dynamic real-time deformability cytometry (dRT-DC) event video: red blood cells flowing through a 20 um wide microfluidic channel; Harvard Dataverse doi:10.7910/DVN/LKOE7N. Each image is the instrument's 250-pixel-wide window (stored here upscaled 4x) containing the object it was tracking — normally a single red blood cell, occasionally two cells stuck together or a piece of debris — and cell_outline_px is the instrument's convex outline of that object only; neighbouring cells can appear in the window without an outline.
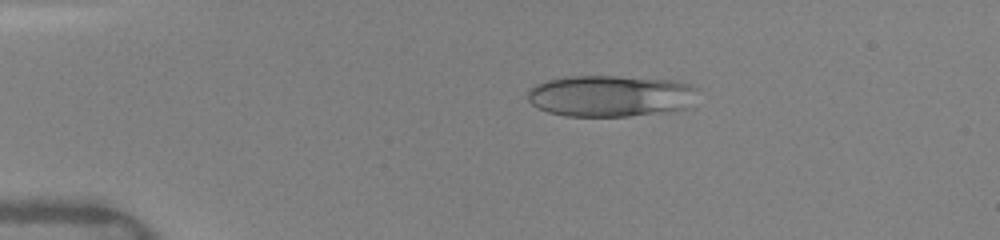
{"species": "human", "species_latin": "Homo sapiens", "temperature_condition": "warm", "stored_images_in_passage": 37, "camera_frame_rate_fps": 3000, "um_per_image_px": 0.085, "donor": {"sex": "female"}, "frame": {"image": 1, "passage_image": 1, "time_ms": 0.0, "image_size_px": [1000, 240], "cell_outline_px": [[700, 88], [692, 108], [628, 116], [564, 116], [548, 112], [536, 108], [528, 100], [528, 88], [536, 84], [548, 80], [564, 76], [616, 76], [676, 80], [692, 84]], "centroid_in_image_um": [51.96, 8.15], "position_along_channel_um": 33.0, "area_um2": 41.91}}
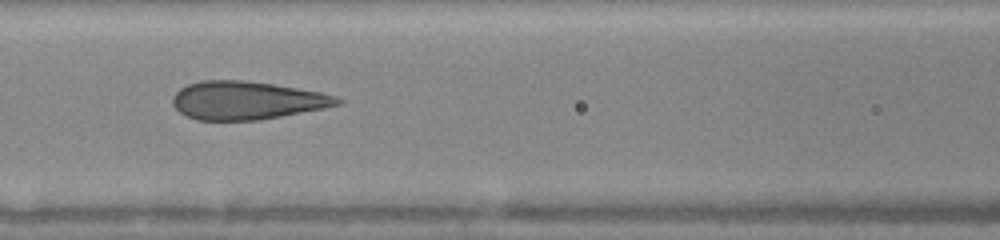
{"frame": {"image": 2, "passage_image": 13, "time_ms": 4.0, "image_size_px": [1000, 240], "cell_outline_px": [[344, 104], [324, 108], [260, 120], [196, 120], [180, 112], [172, 104], [172, 96], [180, 88], [188, 84], [200, 80], [244, 80], [272, 84], [320, 92], [336, 96], [344, 100]], "centroid_in_image_um": [20.98, 8.53], "position_along_channel_um": 145.6, "area_um2": 36.7}}
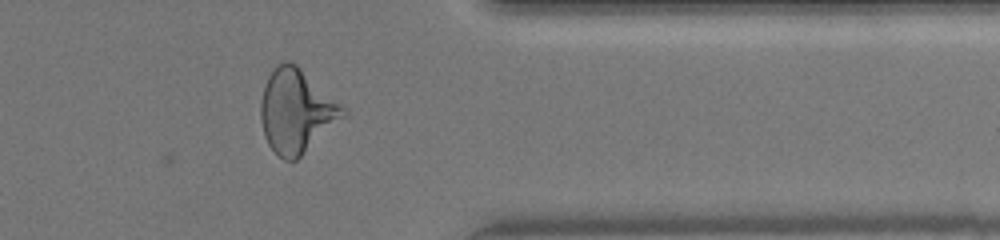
{"frame": {"image": 3, "passage_image": 30, "time_ms": 10.0, "image_size_px": [1000, 240], "cell_outline_px": [[348, 112], [344, 116], [296, 160], [284, 160], [268, 144], [264, 136], [260, 120], [260, 104], [264, 88], [268, 76], [276, 64], [284, 60], [288, 60], [296, 64], [340, 104]], "centroid_in_image_um": [25.14, 9.42], "position_along_channel_um": 386.3, "area_um2": 39.3}, "authors_computed_cell_mechanics": {"area_um2": 37.9168, "velocity_mm_per_s": 4.1479, "shape_relaxation_time_tau1_ms": 4.6565, "shape_relaxation_time_tau2_ms": 0.714, "deformation_change_tau1": 0.154, "deformation_change_tau2": 0.0802}}